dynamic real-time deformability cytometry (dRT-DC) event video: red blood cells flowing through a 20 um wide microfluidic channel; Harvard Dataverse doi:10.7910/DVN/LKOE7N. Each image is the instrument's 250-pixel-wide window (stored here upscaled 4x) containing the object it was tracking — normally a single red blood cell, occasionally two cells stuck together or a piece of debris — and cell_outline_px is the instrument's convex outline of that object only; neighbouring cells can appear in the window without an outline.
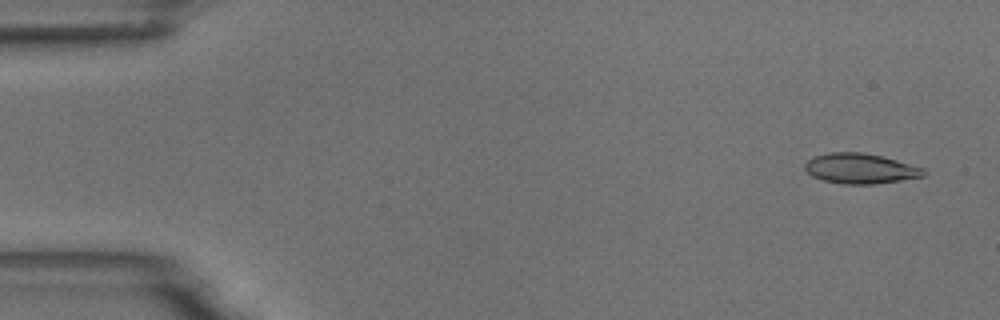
{"species": "common noctule bat (a hibernating species)", "species_latin": "Nyctalus noctula", "temperature_condition": "room temperature", "stored_images_in_passage": 4, "camera_frame_rate_fps": 3000, "um_per_image_px": 0.085, "animal": {"sex": "male", "body_mass_g": 18.8}, "frame": {"image": 1, "passage_image": 1, "time_ms": 0.0, "image_size_px": [1000, 320], "cell_outline_px": [[924, 176], [876, 184], [844, 184], [824, 180], [812, 176], [804, 168], [804, 164], [812, 156], [832, 152], [860, 152], [880, 156], [896, 160], [924, 168]], "centroid_in_image_um": [73.09, 14.32], "position_along_channel_um": 11.9, "area_um2": 20.69}}
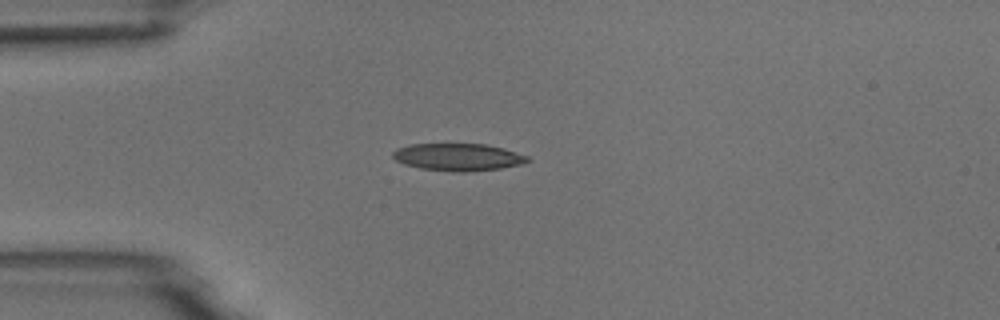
{"frame": {"image": 2, "passage_image": 4, "time_ms": 3.667, "image_size_px": [1000, 320], "cell_outline_px": [[532, 160], [520, 164], [500, 168], [464, 172], [452, 172], [420, 168], [404, 164], [396, 160], [392, 156], [392, 152], [396, 148], [412, 144], [484, 144], [504, 148], [528, 156]], "centroid_in_image_um": [38.92, 13.35], "position_along_channel_um": 46.1, "area_um2": 21.44}}